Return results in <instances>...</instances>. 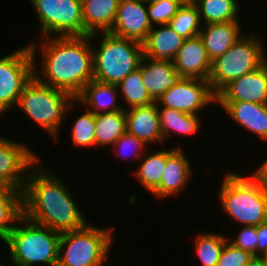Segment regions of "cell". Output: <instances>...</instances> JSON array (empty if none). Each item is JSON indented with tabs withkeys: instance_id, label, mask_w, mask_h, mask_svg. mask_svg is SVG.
Here are the masks:
<instances>
[{
	"instance_id": "obj_6",
	"label": "cell",
	"mask_w": 267,
	"mask_h": 266,
	"mask_svg": "<svg viewBox=\"0 0 267 266\" xmlns=\"http://www.w3.org/2000/svg\"><path fill=\"white\" fill-rule=\"evenodd\" d=\"M98 48L93 47L94 79L118 85L139 67L144 56L143 43L101 32Z\"/></svg>"
},
{
	"instance_id": "obj_24",
	"label": "cell",
	"mask_w": 267,
	"mask_h": 266,
	"mask_svg": "<svg viewBox=\"0 0 267 266\" xmlns=\"http://www.w3.org/2000/svg\"><path fill=\"white\" fill-rule=\"evenodd\" d=\"M157 111L163 143L166 141V138L171 137V134H173L171 132H176L181 135H194L199 131L201 121L198 115L186 114L180 110L168 107H157Z\"/></svg>"
},
{
	"instance_id": "obj_2",
	"label": "cell",
	"mask_w": 267,
	"mask_h": 266,
	"mask_svg": "<svg viewBox=\"0 0 267 266\" xmlns=\"http://www.w3.org/2000/svg\"><path fill=\"white\" fill-rule=\"evenodd\" d=\"M99 35L100 33L47 37L42 47H39L43 54L41 70H38L37 64L34 63V76L41 83L63 90L75 99L94 79L91 44ZM41 75H44V78Z\"/></svg>"
},
{
	"instance_id": "obj_38",
	"label": "cell",
	"mask_w": 267,
	"mask_h": 266,
	"mask_svg": "<svg viewBox=\"0 0 267 266\" xmlns=\"http://www.w3.org/2000/svg\"><path fill=\"white\" fill-rule=\"evenodd\" d=\"M253 173L261 180L264 189L267 190V159Z\"/></svg>"
},
{
	"instance_id": "obj_37",
	"label": "cell",
	"mask_w": 267,
	"mask_h": 266,
	"mask_svg": "<svg viewBox=\"0 0 267 266\" xmlns=\"http://www.w3.org/2000/svg\"><path fill=\"white\" fill-rule=\"evenodd\" d=\"M257 232V257H263L267 252V223L256 226Z\"/></svg>"
},
{
	"instance_id": "obj_18",
	"label": "cell",
	"mask_w": 267,
	"mask_h": 266,
	"mask_svg": "<svg viewBox=\"0 0 267 266\" xmlns=\"http://www.w3.org/2000/svg\"><path fill=\"white\" fill-rule=\"evenodd\" d=\"M139 67L144 87L155 101L182 78L173 62L155 61L143 56Z\"/></svg>"
},
{
	"instance_id": "obj_41",
	"label": "cell",
	"mask_w": 267,
	"mask_h": 266,
	"mask_svg": "<svg viewBox=\"0 0 267 266\" xmlns=\"http://www.w3.org/2000/svg\"><path fill=\"white\" fill-rule=\"evenodd\" d=\"M264 222L267 223V190H265V215Z\"/></svg>"
},
{
	"instance_id": "obj_29",
	"label": "cell",
	"mask_w": 267,
	"mask_h": 266,
	"mask_svg": "<svg viewBox=\"0 0 267 266\" xmlns=\"http://www.w3.org/2000/svg\"><path fill=\"white\" fill-rule=\"evenodd\" d=\"M201 23L196 5L194 3L184 2L168 25L186 40L200 34L202 28L200 26Z\"/></svg>"
},
{
	"instance_id": "obj_35",
	"label": "cell",
	"mask_w": 267,
	"mask_h": 266,
	"mask_svg": "<svg viewBox=\"0 0 267 266\" xmlns=\"http://www.w3.org/2000/svg\"><path fill=\"white\" fill-rule=\"evenodd\" d=\"M112 146H113V150L116 152V154L117 153L119 154V152H121V155H123L125 157V159L127 157L126 156L127 154L125 155V153H127V151L129 149H130V151L132 150V153H134L133 156L136 159H138L135 161H138V162L140 161L141 157L143 156V154H144L143 152L148 151V148L145 147L147 145L143 141L139 140L134 135H131L128 132H125ZM128 154H130V153H128Z\"/></svg>"
},
{
	"instance_id": "obj_7",
	"label": "cell",
	"mask_w": 267,
	"mask_h": 266,
	"mask_svg": "<svg viewBox=\"0 0 267 266\" xmlns=\"http://www.w3.org/2000/svg\"><path fill=\"white\" fill-rule=\"evenodd\" d=\"M113 230L89 225L62 232L57 266H103L113 241Z\"/></svg>"
},
{
	"instance_id": "obj_39",
	"label": "cell",
	"mask_w": 267,
	"mask_h": 266,
	"mask_svg": "<svg viewBox=\"0 0 267 266\" xmlns=\"http://www.w3.org/2000/svg\"><path fill=\"white\" fill-rule=\"evenodd\" d=\"M246 266H267V261L263 257H253Z\"/></svg>"
},
{
	"instance_id": "obj_21",
	"label": "cell",
	"mask_w": 267,
	"mask_h": 266,
	"mask_svg": "<svg viewBox=\"0 0 267 266\" xmlns=\"http://www.w3.org/2000/svg\"><path fill=\"white\" fill-rule=\"evenodd\" d=\"M201 37L208 58L213 61L227 52L242 36L241 22H225L201 25Z\"/></svg>"
},
{
	"instance_id": "obj_8",
	"label": "cell",
	"mask_w": 267,
	"mask_h": 266,
	"mask_svg": "<svg viewBox=\"0 0 267 266\" xmlns=\"http://www.w3.org/2000/svg\"><path fill=\"white\" fill-rule=\"evenodd\" d=\"M267 61L260 37L244 34L225 54L211 61L208 83L217 94L230 81L244 76Z\"/></svg>"
},
{
	"instance_id": "obj_22",
	"label": "cell",
	"mask_w": 267,
	"mask_h": 266,
	"mask_svg": "<svg viewBox=\"0 0 267 266\" xmlns=\"http://www.w3.org/2000/svg\"><path fill=\"white\" fill-rule=\"evenodd\" d=\"M161 26V27H160ZM152 27L143 42L144 56L155 61L173 62L185 39L168 24Z\"/></svg>"
},
{
	"instance_id": "obj_44",
	"label": "cell",
	"mask_w": 267,
	"mask_h": 266,
	"mask_svg": "<svg viewBox=\"0 0 267 266\" xmlns=\"http://www.w3.org/2000/svg\"><path fill=\"white\" fill-rule=\"evenodd\" d=\"M263 258L267 261V252H266L265 255L263 256Z\"/></svg>"
},
{
	"instance_id": "obj_17",
	"label": "cell",
	"mask_w": 267,
	"mask_h": 266,
	"mask_svg": "<svg viewBox=\"0 0 267 266\" xmlns=\"http://www.w3.org/2000/svg\"><path fill=\"white\" fill-rule=\"evenodd\" d=\"M126 132L146 145L163 143L157 103L125 109Z\"/></svg>"
},
{
	"instance_id": "obj_25",
	"label": "cell",
	"mask_w": 267,
	"mask_h": 266,
	"mask_svg": "<svg viewBox=\"0 0 267 266\" xmlns=\"http://www.w3.org/2000/svg\"><path fill=\"white\" fill-rule=\"evenodd\" d=\"M152 153V154H150ZM148 154V155H147ZM150 154V155H149ZM141 164L133 173L149 193H152L160 184L161 177L167 163V150L150 151L141 157Z\"/></svg>"
},
{
	"instance_id": "obj_27",
	"label": "cell",
	"mask_w": 267,
	"mask_h": 266,
	"mask_svg": "<svg viewBox=\"0 0 267 266\" xmlns=\"http://www.w3.org/2000/svg\"><path fill=\"white\" fill-rule=\"evenodd\" d=\"M199 11L200 20L206 24L240 22V7L236 0H197L194 2Z\"/></svg>"
},
{
	"instance_id": "obj_13",
	"label": "cell",
	"mask_w": 267,
	"mask_h": 266,
	"mask_svg": "<svg viewBox=\"0 0 267 266\" xmlns=\"http://www.w3.org/2000/svg\"><path fill=\"white\" fill-rule=\"evenodd\" d=\"M216 102L267 104V61L260 68L225 85L216 94Z\"/></svg>"
},
{
	"instance_id": "obj_23",
	"label": "cell",
	"mask_w": 267,
	"mask_h": 266,
	"mask_svg": "<svg viewBox=\"0 0 267 266\" xmlns=\"http://www.w3.org/2000/svg\"><path fill=\"white\" fill-rule=\"evenodd\" d=\"M120 0H81L84 35L109 32Z\"/></svg>"
},
{
	"instance_id": "obj_19",
	"label": "cell",
	"mask_w": 267,
	"mask_h": 266,
	"mask_svg": "<svg viewBox=\"0 0 267 266\" xmlns=\"http://www.w3.org/2000/svg\"><path fill=\"white\" fill-rule=\"evenodd\" d=\"M230 118L267 142V104L252 102H216Z\"/></svg>"
},
{
	"instance_id": "obj_3",
	"label": "cell",
	"mask_w": 267,
	"mask_h": 266,
	"mask_svg": "<svg viewBox=\"0 0 267 266\" xmlns=\"http://www.w3.org/2000/svg\"><path fill=\"white\" fill-rule=\"evenodd\" d=\"M19 225L10 231L4 243L9 249V261L14 266L45 264L57 266L61 233L37 224L24 215Z\"/></svg>"
},
{
	"instance_id": "obj_12",
	"label": "cell",
	"mask_w": 267,
	"mask_h": 266,
	"mask_svg": "<svg viewBox=\"0 0 267 266\" xmlns=\"http://www.w3.org/2000/svg\"><path fill=\"white\" fill-rule=\"evenodd\" d=\"M40 158L25 144L0 135V179L11 189L23 191L29 170Z\"/></svg>"
},
{
	"instance_id": "obj_42",
	"label": "cell",
	"mask_w": 267,
	"mask_h": 266,
	"mask_svg": "<svg viewBox=\"0 0 267 266\" xmlns=\"http://www.w3.org/2000/svg\"><path fill=\"white\" fill-rule=\"evenodd\" d=\"M145 3L149 4L155 1H163V0H143Z\"/></svg>"
},
{
	"instance_id": "obj_20",
	"label": "cell",
	"mask_w": 267,
	"mask_h": 266,
	"mask_svg": "<svg viewBox=\"0 0 267 266\" xmlns=\"http://www.w3.org/2000/svg\"><path fill=\"white\" fill-rule=\"evenodd\" d=\"M120 94L117 85L91 80L75 98L74 102L85 106L87 110L97 115L125 110L117 104V95ZM78 101V102H77Z\"/></svg>"
},
{
	"instance_id": "obj_9",
	"label": "cell",
	"mask_w": 267,
	"mask_h": 266,
	"mask_svg": "<svg viewBox=\"0 0 267 266\" xmlns=\"http://www.w3.org/2000/svg\"><path fill=\"white\" fill-rule=\"evenodd\" d=\"M36 43L0 58V117L10 108L17 106L25 85L34 76ZM2 114V115H1Z\"/></svg>"
},
{
	"instance_id": "obj_43",
	"label": "cell",
	"mask_w": 267,
	"mask_h": 266,
	"mask_svg": "<svg viewBox=\"0 0 267 266\" xmlns=\"http://www.w3.org/2000/svg\"><path fill=\"white\" fill-rule=\"evenodd\" d=\"M197 0H186V2L194 3Z\"/></svg>"
},
{
	"instance_id": "obj_36",
	"label": "cell",
	"mask_w": 267,
	"mask_h": 266,
	"mask_svg": "<svg viewBox=\"0 0 267 266\" xmlns=\"http://www.w3.org/2000/svg\"><path fill=\"white\" fill-rule=\"evenodd\" d=\"M228 242L237 248H241L244 251H247L257 257V232L256 226H243L240 228L237 237L235 239H228Z\"/></svg>"
},
{
	"instance_id": "obj_4",
	"label": "cell",
	"mask_w": 267,
	"mask_h": 266,
	"mask_svg": "<svg viewBox=\"0 0 267 266\" xmlns=\"http://www.w3.org/2000/svg\"><path fill=\"white\" fill-rule=\"evenodd\" d=\"M219 191L223 212L234 221L244 226H258L264 222L265 189L253 172L247 177L228 172Z\"/></svg>"
},
{
	"instance_id": "obj_26",
	"label": "cell",
	"mask_w": 267,
	"mask_h": 266,
	"mask_svg": "<svg viewBox=\"0 0 267 266\" xmlns=\"http://www.w3.org/2000/svg\"><path fill=\"white\" fill-rule=\"evenodd\" d=\"M95 146H112L126 132L125 110L95 115Z\"/></svg>"
},
{
	"instance_id": "obj_16",
	"label": "cell",
	"mask_w": 267,
	"mask_h": 266,
	"mask_svg": "<svg viewBox=\"0 0 267 266\" xmlns=\"http://www.w3.org/2000/svg\"><path fill=\"white\" fill-rule=\"evenodd\" d=\"M173 65L182 78L208 80L211 60L199 35L184 40L173 59Z\"/></svg>"
},
{
	"instance_id": "obj_33",
	"label": "cell",
	"mask_w": 267,
	"mask_h": 266,
	"mask_svg": "<svg viewBox=\"0 0 267 266\" xmlns=\"http://www.w3.org/2000/svg\"><path fill=\"white\" fill-rule=\"evenodd\" d=\"M186 0H163L147 4L150 23L158 25L169 24L172 17L177 13L180 6Z\"/></svg>"
},
{
	"instance_id": "obj_1",
	"label": "cell",
	"mask_w": 267,
	"mask_h": 266,
	"mask_svg": "<svg viewBox=\"0 0 267 266\" xmlns=\"http://www.w3.org/2000/svg\"><path fill=\"white\" fill-rule=\"evenodd\" d=\"M68 188L38 161L29 170L22 191L23 215L60 233L84 228L86 218Z\"/></svg>"
},
{
	"instance_id": "obj_31",
	"label": "cell",
	"mask_w": 267,
	"mask_h": 266,
	"mask_svg": "<svg viewBox=\"0 0 267 266\" xmlns=\"http://www.w3.org/2000/svg\"><path fill=\"white\" fill-rule=\"evenodd\" d=\"M228 238L218 233L201 232L195 238L197 256L200 258L202 266H217L221 252Z\"/></svg>"
},
{
	"instance_id": "obj_34",
	"label": "cell",
	"mask_w": 267,
	"mask_h": 266,
	"mask_svg": "<svg viewBox=\"0 0 267 266\" xmlns=\"http://www.w3.org/2000/svg\"><path fill=\"white\" fill-rule=\"evenodd\" d=\"M254 255L233 246L228 241L225 243L221 252L217 266H246Z\"/></svg>"
},
{
	"instance_id": "obj_30",
	"label": "cell",
	"mask_w": 267,
	"mask_h": 266,
	"mask_svg": "<svg viewBox=\"0 0 267 266\" xmlns=\"http://www.w3.org/2000/svg\"><path fill=\"white\" fill-rule=\"evenodd\" d=\"M117 86L130 108L156 102L144 87L140 67L129 73Z\"/></svg>"
},
{
	"instance_id": "obj_40",
	"label": "cell",
	"mask_w": 267,
	"mask_h": 266,
	"mask_svg": "<svg viewBox=\"0 0 267 266\" xmlns=\"http://www.w3.org/2000/svg\"><path fill=\"white\" fill-rule=\"evenodd\" d=\"M11 188H9L1 179H0V196H4Z\"/></svg>"
},
{
	"instance_id": "obj_14",
	"label": "cell",
	"mask_w": 267,
	"mask_h": 266,
	"mask_svg": "<svg viewBox=\"0 0 267 266\" xmlns=\"http://www.w3.org/2000/svg\"><path fill=\"white\" fill-rule=\"evenodd\" d=\"M143 0H120L111 34L143 43L152 24Z\"/></svg>"
},
{
	"instance_id": "obj_11",
	"label": "cell",
	"mask_w": 267,
	"mask_h": 266,
	"mask_svg": "<svg viewBox=\"0 0 267 266\" xmlns=\"http://www.w3.org/2000/svg\"><path fill=\"white\" fill-rule=\"evenodd\" d=\"M157 107H168L183 113L198 115L212 103H216V94L208 81L195 78H181L169 88L157 101Z\"/></svg>"
},
{
	"instance_id": "obj_32",
	"label": "cell",
	"mask_w": 267,
	"mask_h": 266,
	"mask_svg": "<svg viewBox=\"0 0 267 266\" xmlns=\"http://www.w3.org/2000/svg\"><path fill=\"white\" fill-rule=\"evenodd\" d=\"M83 111H85L84 114L77 117L73 123L71 129L72 142L77 147L93 146L95 148V114L87 109Z\"/></svg>"
},
{
	"instance_id": "obj_5",
	"label": "cell",
	"mask_w": 267,
	"mask_h": 266,
	"mask_svg": "<svg viewBox=\"0 0 267 266\" xmlns=\"http://www.w3.org/2000/svg\"><path fill=\"white\" fill-rule=\"evenodd\" d=\"M74 100L67 92L45 85L33 76L23 88L17 107L58 141L59 129Z\"/></svg>"
},
{
	"instance_id": "obj_10",
	"label": "cell",
	"mask_w": 267,
	"mask_h": 266,
	"mask_svg": "<svg viewBox=\"0 0 267 266\" xmlns=\"http://www.w3.org/2000/svg\"><path fill=\"white\" fill-rule=\"evenodd\" d=\"M40 22L41 34L84 36L81 0H29Z\"/></svg>"
},
{
	"instance_id": "obj_15",
	"label": "cell",
	"mask_w": 267,
	"mask_h": 266,
	"mask_svg": "<svg viewBox=\"0 0 267 266\" xmlns=\"http://www.w3.org/2000/svg\"><path fill=\"white\" fill-rule=\"evenodd\" d=\"M191 170L190 162L181 146L167 149V163L164 173L159 186L151 194L160 200L179 195L188 186V181L192 175Z\"/></svg>"
},
{
	"instance_id": "obj_28",
	"label": "cell",
	"mask_w": 267,
	"mask_h": 266,
	"mask_svg": "<svg viewBox=\"0 0 267 266\" xmlns=\"http://www.w3.org/2000/svg\"><path fill=\"white\" fill-rule=\"evenodd\" d=\"M22 215V191L10 189L4 196H0V241L7 238Z\"/></svg>"
}]
</instances>
